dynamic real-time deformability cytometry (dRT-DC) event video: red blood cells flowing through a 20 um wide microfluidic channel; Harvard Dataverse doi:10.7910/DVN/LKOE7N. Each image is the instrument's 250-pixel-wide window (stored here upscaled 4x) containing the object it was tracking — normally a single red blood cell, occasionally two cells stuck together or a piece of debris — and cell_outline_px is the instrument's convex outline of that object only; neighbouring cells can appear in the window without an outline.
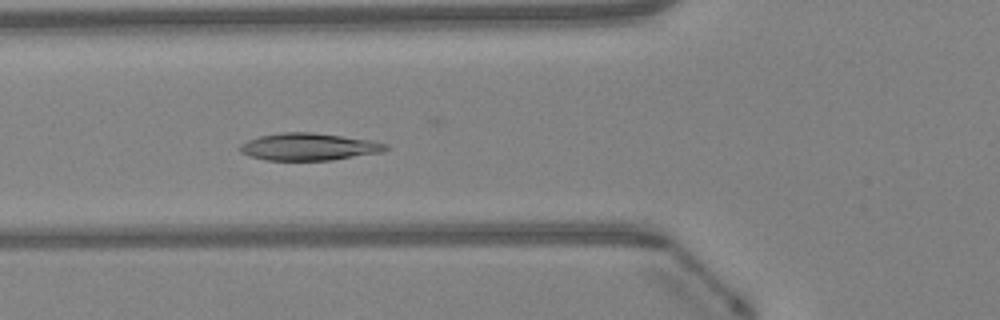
{"species": "Egyptian fruit bat (a non-hibernating species)", "species_latin": "Rousettus aegyptiacus", "temperature_condition": "warm", "stored_images_in_passage": 45, "camera_frame_rate_fps": 3000, "um_per_image_px": 0.085, "animal": {"sex": "female"}, "frame": {"image": 1, "passage_image": 15, "time_ms": 4.667, "image_size_px": [1000, 320], "cell_outline_px": [[388, 148], [384, 152], [332, 160], [264, 160], [248, 156], [240, 152], [240, 144], [248, 140], [260, 136], [280, 132], [312, 132], [372, 140], [388, 144]], "centroid_in_image_um": [26.26, 12.48], "position_along_channel_um": 99.5, "area_um2": 23.29}}
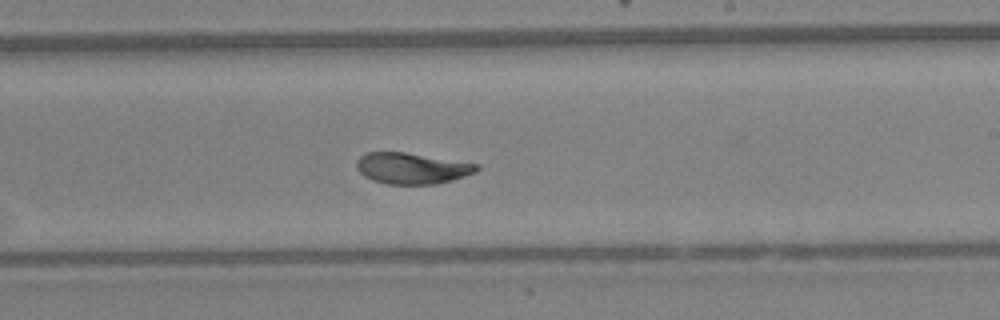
{"frame": {"image": 2, "passage_image": 26, "time_ms": 8.333, "image_size_px": [1000, 320], "cell_outline_px": [[480, 168], [476, 172], [464, 176], [436, 184], [388, 184], [372, 180], [364, 176], [356, 168], [356, 160], [360, 156], [368, 152], [404, 152], [476, 164]], "centroid_in_image_um": [34.95, 14.31], "position_along_channel_um": 254.0, "area_um2": 21.5}}
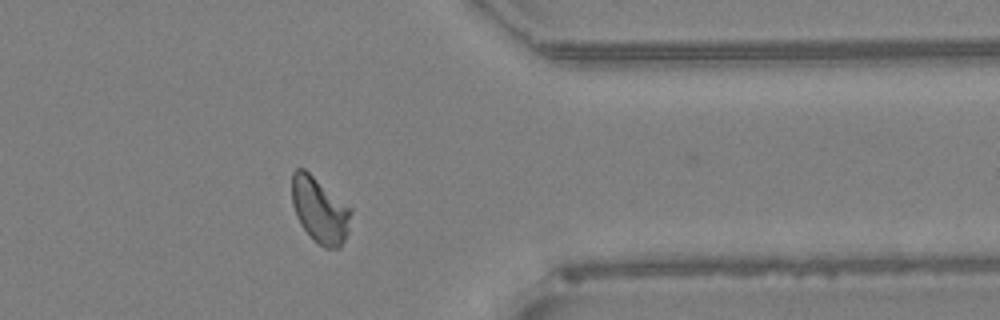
{"frame": {"image": 3, "passage_image": 36, "time_ms": 11.667, "image_size_px": [1000, 320], "cell_outline_px": [[352, 212], [348, 232], [340, 248], [324, 248], [300, 224], [296, 216], [292, 204], [292, 172], [296, 168], [304, 168], [352, 208]], "centroid_in_image_um": [27.19, 17.83], "position_along_channel_um": 384.2, "area_um2": 22.48}, "authors_computed_cell_mechanics": {"area_um2": 22.5998, "velocity_mm_per_s": 4.2219, "shape_relaxation_time_tau1_ms": 5.2776, "shape_relaxation_time_tau2_ms": 1.0014, "deformation_change_tau1": 0.1714, "deformation_change_tau2": 0.0518}}